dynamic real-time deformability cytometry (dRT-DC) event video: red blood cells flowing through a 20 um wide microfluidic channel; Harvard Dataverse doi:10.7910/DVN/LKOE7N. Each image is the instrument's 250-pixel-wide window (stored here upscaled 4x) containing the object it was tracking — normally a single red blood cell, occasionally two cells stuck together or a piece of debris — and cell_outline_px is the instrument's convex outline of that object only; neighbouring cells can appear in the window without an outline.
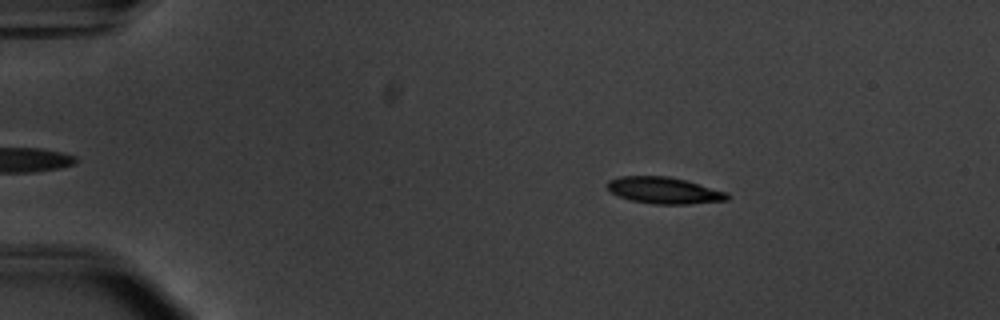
{"species": "common noctule bat (a hibernating species)", "species_latin": "Nyctalus noctula", "temperature_condition": "warm", "stored_images_in_passage": 53, "camera_frame_rate_fps": 3000, "um_per_image_px": 0.085, "animal": {"sex": "male", "body_mass_g": 20.1, "forearm_length_mm": 53.5}, "frame": {"image": 1, "passage_image": 8, "time_ms": 2.333, "image_size_px": [1000, 320], "cell_outline_px": [[732, 196], [728, 200], [688, 204], [652, 204], [632, 200], [620, 196], [612, 192], [608, 188], [608, 180], [620, 176], [668, 176], [688, 180], [728, 192]], "centroid_in_image_um": [56.52, 16.18], "position_along_channel_um": 28.5, "area_um2": 18.67}}
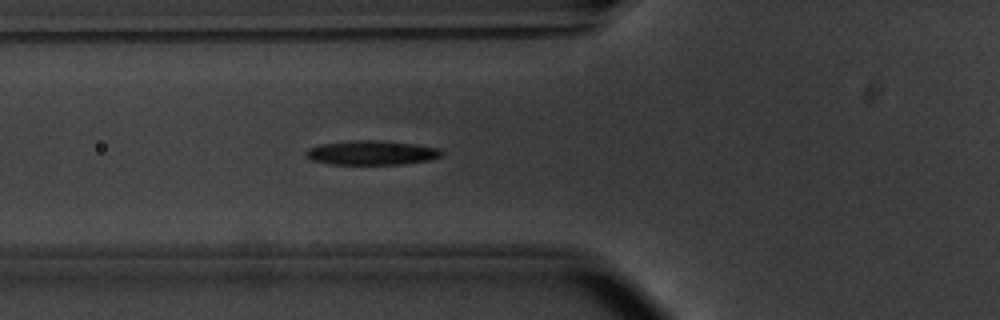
{"frame": {"image": 2, "passage_image": 19, "time_ms": 6.0, "image_size_px": [1000, 320], "cell_outline_px": [[444, 152], [440, 156], [428, 160], [400, 164], [328, 164], [312, 160], [304, 156], [304, 152], [308, 148], [324, 144], [356, 140], [372, 140], [416, 144], [440, 148]], "centroid_in_image_um": [31.57, 12.99], "position_along_channel_um": 94.2, "area_um2": 19.07}}
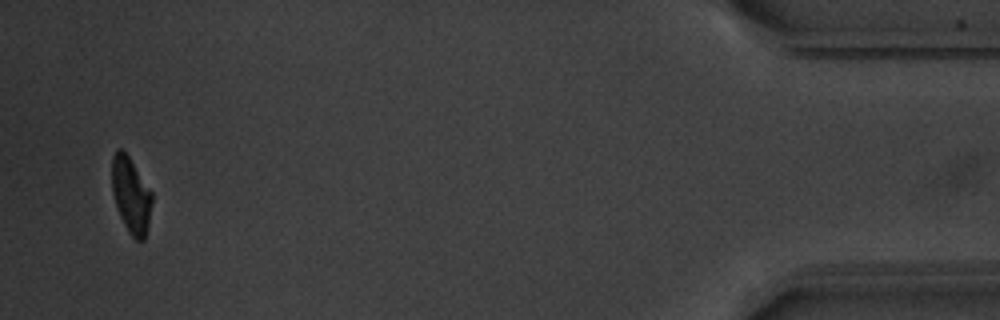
{"frame": {"image": 3, "passage_image": 51, "time_ms": 16.667, "image_size_px": [1000, 320], "cell_outline_px": [[152, 204], [148, 224], [144, 240], [136, 240], [128, 232], [120, 216], [112, 192], [112, 156], [116, 148], [120, 148], [128, 156], [152, 192]], "centroid_in_image_um": [11.13, 16.58], "position_along_channel_um": 424.1, "area_um2": 17.51}, "authors_computed_cell_mechanics": {"area_um2": 18.8428, "velocity_mm_per_s": 3.7779, "shape_relaxation_time_tau1_ms": 3.2685, "shape_relaxation_time_tau2_ms": 4.7014, "deformation_change_tau1": 0.1588, "deformation_change_tau2": 0.126}}